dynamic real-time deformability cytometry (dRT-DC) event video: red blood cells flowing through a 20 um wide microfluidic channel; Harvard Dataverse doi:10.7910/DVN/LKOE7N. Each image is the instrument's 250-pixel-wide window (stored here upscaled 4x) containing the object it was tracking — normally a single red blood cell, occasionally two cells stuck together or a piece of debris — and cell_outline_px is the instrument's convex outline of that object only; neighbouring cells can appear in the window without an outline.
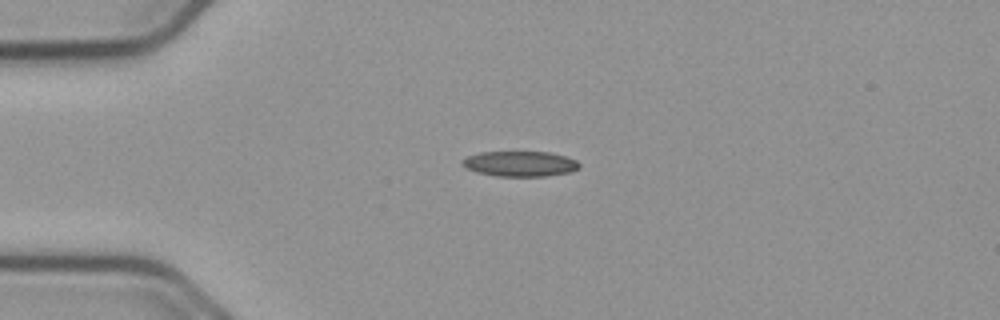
{"species": "common noctule bat (a hibernating species)", "species_latin": "Nyctalus noctula", "temperature_condition": "cold", "stored_images_in_passage": 42, "camera_frame_rate_fps": 3000, "um_per_image_px": 0.085, "animal": {"sex": "male", "body_mass_g": 23.1, "forearm_length_mm": 52.7}, "frame": {"image": 1, "passage_image": 1, "time_ms": 0.0, "image_size_px": [1000, 320], "cell_outline_px": [[580, 168], [572, 172], [544, 176], [496, 176], [476, 172], [464, 168], [460, 164], [460, 160], [468, 156], [480, 152], [548, 152], [564, 156], [576, 160], [580, 164]], "centroid_in_image_um": [44.17, 13.92], "position_along_channel_um": 40.8, "area_um2": 17.4}}
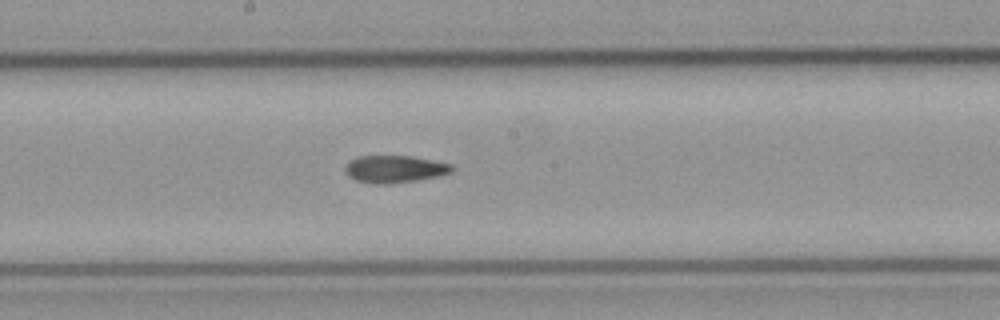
{"frame": {"image": 2, "passage_image": 17, "time_ms": 5.333, "image_size_px": [1000, 320], "cell_outline_px": [[452, 172], [440, 176], [416, 180], [388, 184], [376, 184], [356, 180], [348, 176], [344, 172], [344, 168], [356, 156], [412, 156], [452, 164]], "centroid_in_image_um": [33.54, 14.37], "position_along_channel_um": 214.7, "area_um2": 16.94}}
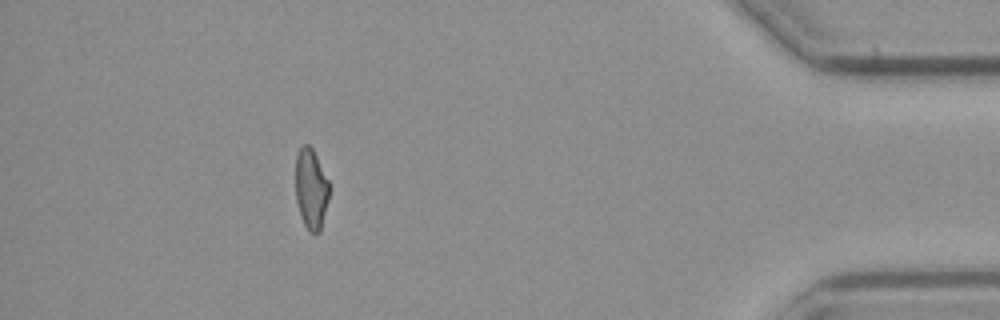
{"frame": {"image": 3, "passage_image": 37, "time_ms": 12.0, "image_size_px": [1000, 320], "cell_outline_px": [[328, 200], [320, 232], [308, 232], [300, 216], [296, 200], [296, 152], [304, 144], [308, 144], [312, 148], [328, 180]], "centroid_in_image_um": [26.42, 16.06], "position_along_channel_um": 408.8, "area_um2": 15.66}, "authors_computed_cell_mechanics": {"area_um2": 17.0221, "velocity_mm_per_s": 3.753, "shape_relaxation_time_tau1_ms": null, "shape_relaxation_time_tau2_ms": 4.6505, "deformation_change_tau1": null, "deformation_change_tau2": 0.1236}}